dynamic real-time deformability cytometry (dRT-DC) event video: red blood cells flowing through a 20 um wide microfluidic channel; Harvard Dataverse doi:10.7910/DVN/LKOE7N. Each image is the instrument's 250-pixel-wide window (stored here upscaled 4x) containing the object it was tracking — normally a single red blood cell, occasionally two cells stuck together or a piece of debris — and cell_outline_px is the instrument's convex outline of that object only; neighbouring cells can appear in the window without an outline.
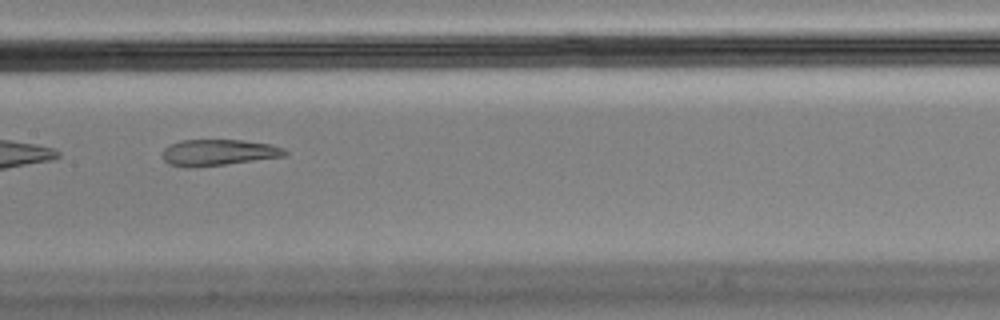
{"species": "Egyptian fruit bat (a non-hibernating species)", "species_latin": "Rousettus aegyptiacus", "temperature_condition": "cold", "stored_images_in_passage": 8, "camera_frame_rate_fps": 3000, "um_per_image_px": 0.085, "animal": {"sex": "male"}, "frame": {"image": 1, "passage_image": 8, "time_ms": 2.333, "image_size_px": [1000, 320], "cell_outline_px": [[288, 156], [224, 164], [184, 168], [168, 164], [160, 156], [160, 152], [168, 144], [180, 140], [240, 140], [272, 144], [284, 148], [288, 152]], "centroid_in_image_um": [18.52, 12.96], "position_along_channel_um": 188.9, "area_um2": 19.02}}